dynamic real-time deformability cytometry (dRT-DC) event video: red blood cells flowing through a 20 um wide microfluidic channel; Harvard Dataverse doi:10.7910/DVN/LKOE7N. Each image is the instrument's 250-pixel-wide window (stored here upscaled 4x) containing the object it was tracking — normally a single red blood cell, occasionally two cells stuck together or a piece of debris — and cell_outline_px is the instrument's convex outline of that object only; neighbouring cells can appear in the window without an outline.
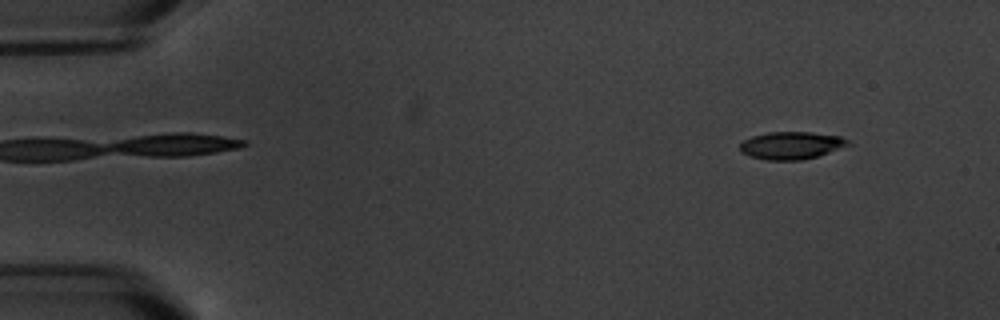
{"species": "common noctule bat (a hibernating species)", "species_latin": "Nyctalus noctula", "temperature_condition": "warm", "stored_images_in_passage": 4, "camera_frame_rate_fps": 3000, "um_per_image_px": 0.085, "animal": {"sex": "male", "body_mass_g": 20.1, "forearm_length_mm": 53.5}, "frame": {"image": 1, "passage_image": 1, "time_ms": 0.0, "image_size_px": [1000, 320], "cell_outline_px": [[852, 144], [816, 156], [800, 160], [764, 160], [748, 156], [740, 152], [740, 144], [744, 140], [752, 136], [768, 132], [812, 132], [840, 136], [848, 140]], "centroid_in_image_um": [67.23, 12.36], "position_along_channel_um": 17.8, "area_um2": 17.34}}
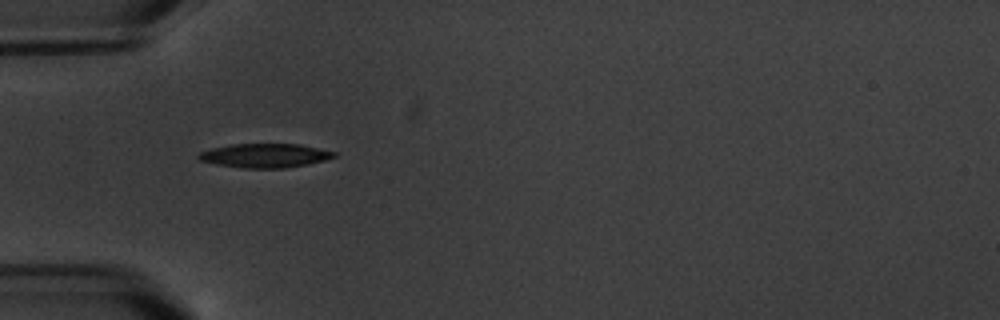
{"frame": {"image": 2, "passage_image": 4, "time_ms": 4.333, "image_size_px": [1000, 320], "cell_outline_px": [[336, 156], [324, 160], [308, 164], [284, 168], [240, 168], [216, 164], [200, 160], [196, 156], [200, 152], [212, 148], [232, 144], [300, 144], [336, 152]], "centroid_in_image_um": [22.51, 13.22], "position_along_channel_um": 62.5, "area_um2": 18.9}}